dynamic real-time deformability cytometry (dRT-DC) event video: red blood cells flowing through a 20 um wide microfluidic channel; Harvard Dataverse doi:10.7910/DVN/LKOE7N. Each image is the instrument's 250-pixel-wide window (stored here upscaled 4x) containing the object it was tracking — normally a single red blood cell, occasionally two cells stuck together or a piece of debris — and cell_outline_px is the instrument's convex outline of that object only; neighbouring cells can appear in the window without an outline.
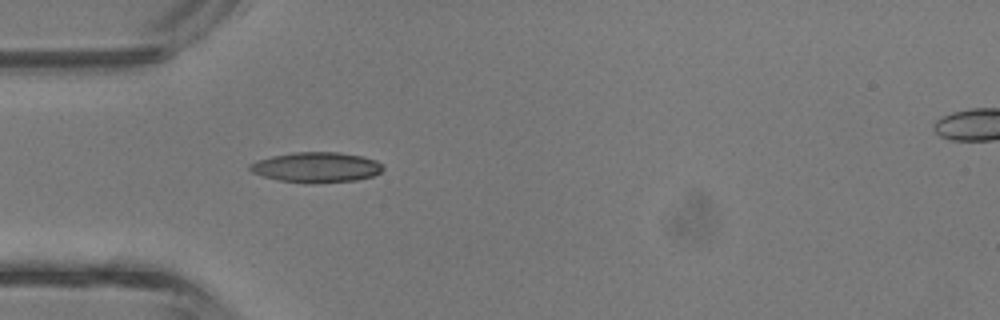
{"species": "common noctule bat (a hibernating species)", "species_latin": "Nyctalus noctula", "temperature_condition": "room temperature", "stored_images_in_passage": 3, "camera_frame_rate_fps": 3000, "um_per_image_px": 0.085, "animal": {"sex": "male", "body_mass_g": 13.3}, "frame": {"image": 1, "passage_image": 2, "time_ms": 0.333, "image_size_px": [1000, 320], "cell_outline_px": [[384, 168], [380, 172], [372, 176], [356, 180], [312, 184], [304, 184], [280, 180], [264, 176], [252, 172], [248, 168], [248, 164], [256, 160], [272, 156], [292, 152], [340, 152], [364, 156], [376, 160], [384, 164]], "centroid_in_image_um": [26.9, 14.22], "position_along_channel_um": 58.1, "area_um2": 23.81}}